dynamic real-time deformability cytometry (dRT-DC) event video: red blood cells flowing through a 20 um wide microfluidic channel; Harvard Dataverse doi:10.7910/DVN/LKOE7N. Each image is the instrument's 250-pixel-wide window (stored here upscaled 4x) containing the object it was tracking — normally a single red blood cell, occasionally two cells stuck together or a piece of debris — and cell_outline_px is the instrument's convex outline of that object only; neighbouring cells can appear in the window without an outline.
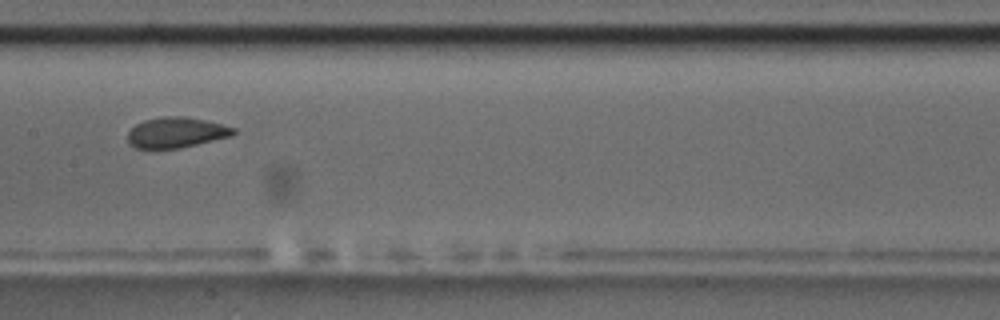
{"species": "common noctule bat (a hibernating species)", "species_latin": "Nyctalus noctula", "temperature_condition": "room temperature", "stored_images_in_passage": 9, "camera_frame_rate_fps": 3000, "um_per_image_px": 0.085, "animal": {"sex": "male", "body_mass_g": 17.5, "forearm_length_mm": 52.3}, "frame": {"image": 1, "passage_image": 7, "time_ms": 7.667, "image_size_px": [1000, 320], "cell_outline_px": [[236, 132], [232, 136], [180, 148], [136, 148], [128, 144], [128, 132], [136, 124], [144, 120], [164, 116], [184, 116], [204, 120], [236, 128]], "centroid_in_image_um": [14.97, 11.26], "position_along_channel_um": 192.4, "area_um2": 18.73}}